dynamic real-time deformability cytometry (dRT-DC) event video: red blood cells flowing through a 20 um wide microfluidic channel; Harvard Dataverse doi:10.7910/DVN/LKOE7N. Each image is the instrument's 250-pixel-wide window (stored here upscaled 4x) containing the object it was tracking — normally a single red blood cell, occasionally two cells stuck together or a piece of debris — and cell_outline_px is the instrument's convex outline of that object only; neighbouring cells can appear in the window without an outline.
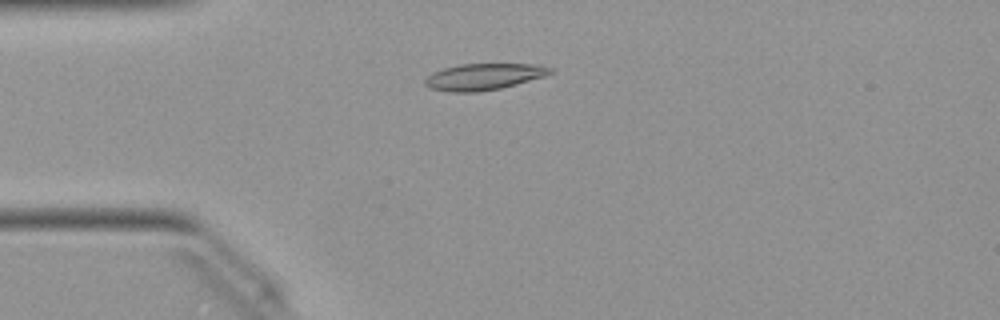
{"species": "Egyptian fruit bat (a non-hibernating species)", "species_latin": "Rousettus aegyptiacus", "temperature_condition": "warm", "stored_images_in_passage": 45, "camera_frame_rate_fps": 3000, "um_per_image_px": 0.085, "animal": {"sex": "female"}, "frame": {"image": 1, "passage_image": 12, "time_ms": 3.667, "image_size_px": [1000, 320], "cell_outline_px": [[552, 72], [544, 76], [516, 84], [500, 88], [476, 92], [448, 92], [428, 88], [424, 84], [424, 80], [432, 72], [444, 68], [460, 64], [540, 64], [552, 68]], "centroid_in_image_um": [41.08, 6.52], "position_along_channel_um": 43.9, "area_um2": 19.31}}
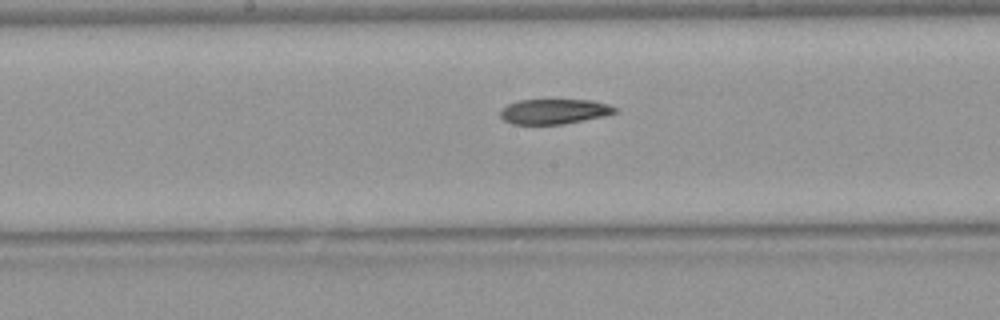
{"frame": {"image": 2, "passage_image": 25, "time_ms": 8.0, "image_size_px": [1000, 320], "cell_outline_px": [[616, 112], [604, 116], [564, 124], [512, 124], [504, 120], [500, 116], [500, 108], [508, 104], [520, 100], [592, 100], [608, 104], [616, 108]], "centroid_in_image_um": [47.07, 9.47], "position_along_channel_um": 201.1, "area_um2": 16.7}}
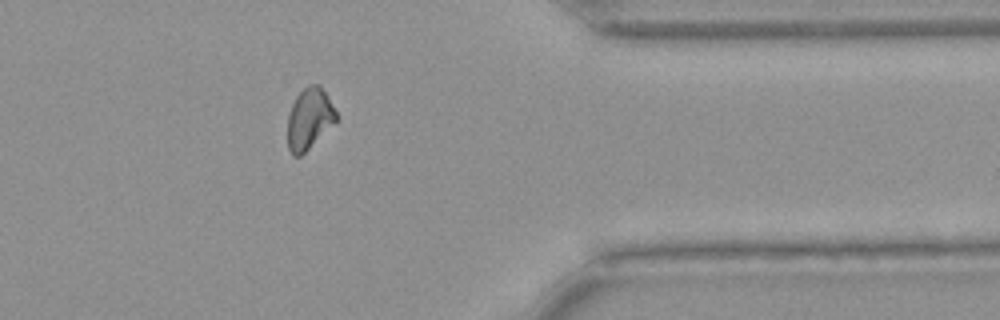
{"frame": {"image": 3, "passage_image": 40, "time_ms": 13.0, "image_size_px": [1000, 320], "cell_outline_px": [[336, 120], [300, 156], [292, 156], [288, 148], [288, 116], [292, 104], [296, 96], [308, 84], [320, 84], [336, 112]], "centroid_in_image_um": [26.25, 10.07], "position_along_channel_um": 385.1, "area_um2": 16.82}}